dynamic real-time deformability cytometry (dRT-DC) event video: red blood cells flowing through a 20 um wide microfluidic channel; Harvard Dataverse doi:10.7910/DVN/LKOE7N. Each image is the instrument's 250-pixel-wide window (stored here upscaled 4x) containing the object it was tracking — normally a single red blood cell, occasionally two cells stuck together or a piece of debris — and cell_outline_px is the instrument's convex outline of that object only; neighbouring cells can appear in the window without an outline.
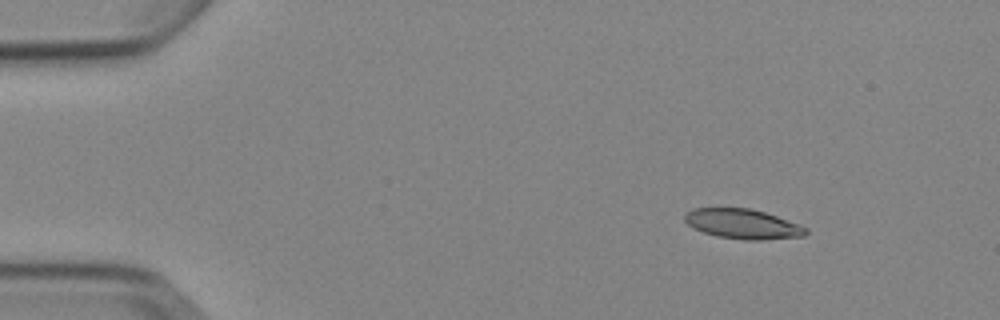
{"species": "Egyptian fruit bat (a non-hibernating species)", "species_latin": "Rousettus aegyptiacus", "temperature_condition": "cold", "stored_images_in_passage": 4, "camera_frame_rate_fps": 3000, "um_per_image_px": 0.085, "animal": {"sex": "female"}, "frame": {"image": 1, "passage_image": 1, "time_ms": 0.0, "image_size_px": [1000, 320], "cell_outline_px": [[808, 232], [804, 236], [760, 240], [744, 240], [720, 236], [704, 232], [692, 228], [684, 220], [684, 212], [692, 208], [752, 208], [800, 224], [808, 228]], "centroid_in_image_um": [63.13, 19.02], "position_along_channel_um": 21.9, "area_um2": 21.1}}